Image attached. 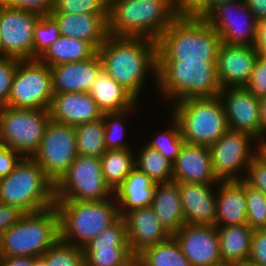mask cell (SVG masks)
<instances>
[{"instance_id": "obj_1", "label": "cell", "mask_w": 266, "mask_h": 266, "mask_svg": "<svg viewBox=\"0 0 266 266\" xmlns=\"http://www.w3.org/2000/svg\"><path fill=\"white\" fill-rule=\"evenodd\" d=\"M97 53L102 60L103 70L138 101L146 77H151L153 73V81L157 82L156 41L143 37L108 35ZM149 72L150 75H147Z\"/></svg>"}, {"instance_id": "obj_2", "label": "cell", "mask_w": 266, "mask_h": 266, "mask_svg": "<svg viewBox=\"0 0 266 266\" xmlns=\"http://www.w3.org/2000/svg\"><path fill=\"white\" fill-rule=\"evenodd\" d=\"M156 85L159 96L171 104L189 98L215 97L222 89L216 61L157 59Z\"/></svg>"}, {"instance_id": "obj_3", "label": "cell", "mask_w": 266, "mask_h": 266, "mask_svg": "<svg viewBox=\"0 0 266 266\" xmlns=\"http://www.w3.org/2000/svg\"><path fill=\"white\" fill-rule=\"evenodd\" d=\"M222 41L205 19L177 16L157 39V59L216 61Z\"/></svg>"}, {"instance_id": "obj_4", "label": "cell", "mask_w": 266, "mask_h": 266, "mask_svg": "<svg viewBox=\"0 0 266 266\" xmlns=\"http://www.w3.org/2000/svg\"><path fill=\"white\" fill-rule=\"evenodd\" d=\"M176 17L169 0H109L108 34L157 41Z\"/></svg>"}, {"instance_id": "obj_5", "label": "cell", "mask_w": 266, "mask_h": 266, "mask_svg": "<svg viewBox=\"0 0 266 266\" xmlns=\"http://www.w3.org/2000/svg\"><path fill=\"white\" fill-rule=\"evenodd\" d=\"M55 201V184L32 157H22L0 178V203L33 213L54 206Z\"/></svg>"}, {"instance_id": "obj_6", "label": "cell", "mask_w": 266, "mask_h": 266, "mask_svg": "<svg viewBox=\"0 0 266 266\" xmlns=\"http://www.w3.org/2000/svg\"><path fill=\"white\" fill-rule=\"evenodd\" d=\"M60 239V218L56 206L25 213L0 236V257L42 256Z\"/></svg>"}, {"instance_id": "obj_7", "label": "cell", "mask_w": 266, "mask_h": 266, "mask_svg": "<svg viewBox=\"0 0 266 266\" xmlns=\"http://www.w3.org/2000/svg\"><path fill=\"white\" fill-rule=\"evenodd\" d=\"M60 239L84 247L120 218L115 197L103 201H55Z\"/></svg>"}, {"instance_id": "obj_8", "label": "cell", "mask_w": 266, "mask_h": 266, "mask_svg": "<svg viewBox=\"0 0 266 266\" xmlns=\"http://www.w3.org/2000/svg\"><path fill=\"white\" fill-rule=\"evenodd\" d=\"M171 111L189 144L210 146L229 129L219 95L181 100L172 105Z\"/></svg>"}, {"instance_id": "obj_9", "label": "cell", "mask_w": 266, "mask_h": 266, "mask_svg": "<svg viewBox=\"0 0 266 266\" xmlns=\"http://www.w3.org/2000/svg\"><path fill=\"white\" fill-rule=\"evenodd\" d=\"M49 109H0V143L21 157H32L38 150L47 124Z\"/></svg>"}, {"instance_id": "obj_10", "label": "cell", "mask_w": 266, "mask_h": 266, "mask_svg": "<svg viewBox=\"0 0 266 266\" xmlns=\"http://www.w3.org/2000/svg\"><path fill=\"white\" fill-rule=\"evenodd\" d=\"M113 196L97 157L78 155L55 184L56 201H103Z\"/></svg>"}, {"instance_id": "obj_11", "label": "cell", "mask_w": 266, "mask_h": 266, "mask_svg": "<svg viewBox=\"0 0 266 266\" xmlns=\"http://www.w3.org/2000/svg\"><path fill=\"white\" fill-rule=\"evenodd\" d=\"M53 95L50 67L39 59L19 60L7 106L49 109Z\"/></svg>"}, {"instance_id": "obj_12", "label": "cell", "mask_w": 266, "mask_h": 266, "mask_svg": "<svg viewBox=\"0 0 266 266\" xmlns=\"http://www.w3.org/2000/svg\"><path fill=\"white\" fill-rule=\"evenodd\" d=\"M253 143L257 147L251 149ZM260 146V142L251 134L228 129L209 146L216 179L218 181L244 180L245 176H241L240 173L242 170L247 171L253 157L260 151Z\"/></svg>"}, {"instance_id": "obj_13", "label": "cell", "mask_w": 266, "mask_h": 266, "mask_svg": "<svg viewBox=\"0 0 266 266\" xmlns=\"http://www.w3.org/2000/svg\"><path fill=\"white\" fill-rule=\"evenodd\" d=\"M77 156L75 126L50 120L32 158L56 184Z\"/></svg>"}, {"instance_id": "obj_14", "label": "cell", "mask_w": 266, "mask_h": 266, "mask_svg": "<svg viewBox=\"0 0 266 266\" xmlns=\"http://www.w3.org/2000/svg\"><path fill=\"white\" fill-rule=\"evenodd\" d=\"M39 19L34 12L0 9V56L33 59L34 27Z\"/></svg>"}, {"instance_id": "obj_15", "label": "cell", "mask_w": 266, "mask_h": 266, "mask_svg": "<svg viewBox=\"0 0 266 266\" xmlns=\"http://www.w3.org/2000/svg\"><path fill=\"white\" fill-rule=\"evenodd\" d=\"M205 20L219 34L222 42L253 46L257 20L244 0H233L216 7Z\"/></svg>"}, {"instance_id": "obj_16", "label": "cell", "mask_w": 266, "mask_h": 266, "mask_svg": "<svg viewBox=\"0 0 266 266\" xmlns=\"http://www.w3.org/2000/svg\"><path fill=\"white\" fill-rule=\"evenodd\" d=\"M84 266H121L130 252L125 221L120 217L83 247Z\"/></svg>"}, {"instance_id": "obj_17", "label": "cell", "mask_w": 266, "mask_h": 266, "mask_svg": "<svg viewBox=\"0 0 266 266\" xmlns=\"http://www.w3.org/2000/svg\"><path fill=\"white\" fill-rule=\"evenodd\" d=\"M172 236L192 266H214L222 263L216 226L184 224Z\"/></svg>"}, {"instance_id": "obj_18", "label": "cell", "mask_w": 266, "mask_h": 266, "mask_svg": "<svg viewBox=\"0 0 266 266\" xmlns=\"http://www.w3.org/2000/svg\"><path fill=\"white\" fill-rule=\"evenodd\" d=\"M229 129L251 134L261 144L259 98L245 87H225L219 93Z\"/></svg>"}, {"instance_id": "obj_19", "label": "cell", "mask_w": 266, "mask_h": 266, "mask_svg": "<svg viewBox=\"0 0 266 266\" xmlns=\"http://www.w3.org/2000/svg\"><path fill=\"white\" fill-rule=\"evenodd\" d=\"M259 57L254 46L222 42L216 59L217 79L221 88L244 87Z\"/></svg>"}, {"instance_id": "obj_20", "label": "cell", "mask_w": 266, "mask_h": 266, "mask_svg": "<svg viewBox=\"0 0 266 266\" xmlns=\"http://www.w3.org/2000/svg\"><path fill=\"white\" fill-rule=\"evenodd\" d=\"M128 244L132 254L169 239L172 234L157 218L151 207L138 208L125 213Z\"/></svg>"}, {"instance_id": "obj_21", "label": "cell", "mask_w": 266, "mask_h": 266, "mask_svg": "<svg viewBox=\"0 0 266 266\" xmlns=\"http://www.w3.org/2000/svg\"><path fill=\"white\" fill-rule=\"evenodd\" d=\"M173 181L178 183L217 184L209 146L184 142L173 163Z\"/></svg>"}, {"instance_id": "obj_22", "label": "cell", "mask_w": 266, "mask_h": 266, "mask_svg": "<svg viewBox=\"0 0 266 266\" xmlns=\"http://www.w3.org/2000/svg\"><path fill=\"white\" fill-rule=\"evenodd\" d=\"M102 69V60L98 53L83 61L52 66V91L54 94L88 92Z\"/></svg>"}, {"instance_id": "obj_23", "label": "cell", "mask_w": 266, "mask_h": 266, "mask_svg": "<svg viewBox=\"0 0 266 266\" xmlns=\"http://www.w3.org/2000/svg\"><path fill=\"white\" fill-rule=\"evenodd\" d=\"M216 186L179 183L185 224L216 226Z\"/></svg>"}, {"instance_id": "obj_24", "label": "cell", "mask_w": 266, "mask_h": 266, "mask_svg": "<svg viewBox=\"0 0 266 266\" xmlns=\"http://www.w3.org/2000/svg\"><path fill=\"white\" fill-rule=\"evenodd\" d=\"M49 111L51 120L71 126L96 120L103 115L88 92L54 94Z\"/></svg>"}, {"instance_id": "obj_25", "label": "cell", "mask_w": 266, "mask_h": 266, "mask_svg": "<svg viewBox=\"0 0 266 266\" xmlns=\"http://www.w3.org/2000/svg\"><path fill=\"white\" fill-rule=\"evenodd\" d=\"M58 22L60 35L88 42L96 51L108 34L109 14L51 13Z\"/></svg>"}, {"instance_id": "obj_26", "label": "cell", "mask_w": 266, "mask_h": 266, "mask_svg": "<svg viewBox=\"0 0 266 266\" xmlns=\"http://www.w3.org/2000/svg\"><path fill=\"white\" fill-rule=\"evenodd\" d=\"M216 189V227L247 224L245 181H219Z\"/></svg>"}, {"instance_id": "obj_27", "label": "cell", "mask_w": 266, "mask_h": 266, "mask_svg": "<svg viewBox=\"0 0 266 266\" xmlns=\"http://www.w3.org/2000/svg\"><path fill=\"white\" fill-rule=\"evenodd\" d=\"M156 185L147 174L134 167L114 190L120 217L134 209L151 207Z\"/></svg>"}, {"instance_id": "obj_28", "label": "cell", "mask_w": 266, "mask_h": 266, "mask_svg": "<svg viewBox=\"0 0 266 266\" xmlns=\"http://www.w3.org/2000/svg\"><path fill=\"white\" fill-rule=\"evenodd\" d=\"M88 93L102 113L121 112L132 108L138 102L127 89L118 84L103 69L95 78Z\"/></svg>"}, {"instance_id": "obj_29", "label": "cell", "mask_w": 266, "mask_h": 266, "mask_svg": "<svg viewBox=\"0 0 266 266\" xmlns=\"http://www.w3.org/2000/svg\"><path fill=\"white\" fill-rule=\"evenodd\" d=\"M151 208L171 234L185 224L178 182L157 184Z\"/></svg>"}, {"instance_id": "obj_30", "label": "cell", "mask_w": 266, "mask_h": 266, "mask_svg": "<svg viewBox=\"0 0 266 266\" xmlns=\"http://www.w3.org/2000/svg\"><path fill=\"white\" fill-rule=\"evenodd\" d=\"M222 263L242 266L251 251L253 230L247 224L217 227Z\"/></svg>"}, {"instance_id": "obj_31", "label": "cell", "mask_w": 266, "mask_h": 266, "mask_svg": "<svg viewBox=\"0 0 266 266\" xmlns=\"http://www.w3.org/2000/svg\"><path fill=\"white\" fill-rule=\"evenodd\" d=\"M96 53L97 51L88 42L60 35L39 60L52 67L62 63L90 59Z\"/></svg>"}, {"instance_id": "obj_32", "label": "cell", "mask_w": 266, "mask_h": 266, "mask_svg": "<svg viewBox=\"0 0 266 266\" xmlns=\"http://www.w3.org/2000/svg\"><path fill=\"white\" fill-rule=\"evenodd\" d=\"M135 153L132 149L107 150L100 158L103 177L113 191L134 169Z\"/></svg>"}, {"instance_id": "obj_33", "label": "cell", "mask_w": 266, "mask_h": 266, "mask_svg": "<svg viewBox=\"0 0 266 266\" xmlns=\"http://www.w3.org/2000/svg\"><path fill=\"white\" fill-rule=\"evenodd\" d=\"M77 155L101 158L107 151L102 117L75 126Z\"/></svg>"}, {"instance_id": "obj_34", "label": "cell", "mask_w": 266, "mask_h": 266, "mask_svg": "<svg viewBox=\"0 0 266 266\" xmlns=\"http://www.w3.org/2000/svg\"><path fill=\"white\" fill-rule=\"evenodd\" d=\"M135 157V167L147 174L156 184L173 181V163L158 150L143 144Z\"/></svg>"}, {"instance_id": "obj_35", "label": "cell", "mask_w": 266, "mask_h": 266, "mask_svg": "<svg viewBox=\"0 0 266 266\" xmlns=\"http://www.w3.org/2000/svg\"><path fill=\"white\" fill-rule=\"evenodd\" d=\"M138 255L144 260L146 266H192L173 236L145 248Z\"/></svg>"}, {"instance_id": "obj_36", "label": "cell", "mask_w": 266, "mask_h": 266, "mask_svg": "<svg viewBox=\"0 0 266 266\" xmlns=\"http://www.w3.org/2000/svg\"><path fill=\"white\" fill-rule=\"evenodd\" d=\"M33 266H84L83 248L59 239L42 256L35 257Z\"/></svg>"}, {"instance_id": "obj_37", "label": "cell", "mask_w": 266, "mask_h": 266, "mask_svg": "<svg viewBox=\"0 0 266 266\" xmlns=\"http://www.w3.org/2000/svg\"><path fill=\"white\" fill-rule=\"evenodd\" d=\"M139 101L132 107L121 112L103 113L104 121V140L107 150L132 149L125 139V118L130 117L131 111L138 107ZM130 114V115H129Z\"/></svg>"}, {"instance_id": "obj_38", "label": "cell", "mask_w": 266, "mask_h": 266, "mask_svg": "<svg viewBox=\"0 0 266 266\" xmlns=\"http://www.w3.org/2000/svg\"><path fill=\"white\" fill-rule=\"evenodd\" d=\"M172 117L170 119V125L166 131L157 132L156 137H152L145 144L151 148L158 150L165 158L170 162L174 163L180 152L182 145L184 144V139L181 135L180 127L177 121Z\"/></svg>"}, {"instance_id": "obj_39", "label": "cell", "mask_w": 266, "mask_h": 266, "mask_svg": "<svg viewBox=\"0 0 266 266\" xmlns=\"http://www.w3.org/2000/svg\"><path fill=\"white\" fill-rule=\"evenodd\" d=\"M60 37V29L55 18L42 15L34 27L33 59H39L46 50Z\"/></svg>"}, {"instance_id": "obj_40", "label": "cell", "mask_w": 266, "mask_h": 266, "mask_svg": "<svg viewBox=\"0 0 266 266\" xmlns=\"http://www.w3.org/2000/svg\"><path fill=\"white\" fill-rule=\"evenodd\" d=\"M247 225L252 230L266 229V195L245 182Z\"/></svg>"}, {"instance_id": "obj_41", "label": "cell", "mask_w": 266, "mask_h": 266, "mask_svg": "<svg viewBox=\"0 0 266 266\" xmlns=\"http://www.w3.org/2000/svg\"><path fill=\"white\" fill-rule=\"evenodd\" d=\"M51 13L109 14V0H54Z\"/></svg>"}, {"instance_id": "obj_42", "label": "cell", "mask_w": 266, "mask_h": 266, "mask_svg": "<svg viewBox=\"0 0 266 266\" xmlns=\"http://www.w3.org/2000/svg\"><path fill=\"white\" fill-rule=\"evenodd\" d=\"M20 59L0 56V109L7 106L12 81Z\"/></svg>"}, {"instance_id": "obj_43", "label": "cell", "mask_w": 266, "mask_h": 266, "mask_svg": "<svg viewBox=\"0 0 266 266\" xmlns=\"http://www.w3.org/2000/svg\"><path fill=\"white\" fill-rule=\"evenodd\" d=\"M244 176L248 185L266 195V156L261 151L253 157Z\"/></svg>"}, {"instance_id": "obj_44", "label": "cell", "mask_w": 266, "mask_h": 266, "mask_svg": "<svg viewBox=\"0 0 266 266\" xmlns=\"http://www.w3.org/2000/svg\"><path fill=\"white\" fill-rule=\"evenodd\" d=\"M244 87L258 98L266 95V61L261 57L256 60L250 78Z\"/></svg>"}, {"instance_id": "obj_45", "label": "cell", "mask_w": 266, "mask_h": 266, "mask_svg": "<svg viewBox=\"0 0 266 266\" xmlns=\"http://www.w3.org/2000/svg\"><path fill=\"white\" fill-rule=\"evenodd\" d=\"M176 16H192L205 19L206 0H169Z\"/></svg>"}, {"instance_id": "obj_46", "label": "cell", "mask_w": 266, "mask_h": 266, "mask_svg": "<svg viewBox=\"0 0 266 266\" xmlns=\"http://www.w3.org/2000/svg\"><path fill=\"white\" fill-rule=\"evenodd\" d=\"M247 262L266 266V229L253 230L251 251Z\"/></svg>"}, {"instance_id": "obj_47", "label": "cell", "mask_w": 266, "mask_h": 266, "mask_svg": "<svg viewBox=\"0 0 266 266\" xmlns=\"http://www.w3.org/2000/svg\"><path fill=\"white\" fill-rule=\"evenodd\" d=\"M25 213L17 207L0 203V236L15 225Z\"/></svg>"}, {"instance_id": "obj_48", "label": "cell", "mask_w": 266, "mask_h": 266, "mask_svg": "<svg viewBox=\"0 0 266 266\" xmlns=\"http://www.w3.org/2000/svg\"><path fill=\"white\" fill-rule=\"evenodd\" d=\"M54 7V0H17L15 8L36 14L49 15Z\"/></svg>"}, {"instance_id": "obj_49", "label": "cell", "mask_w": 266, "mask_h": 266, "mask_svg": "<svg viewBox=\"0 0 266 266\" xmlns=\"http://www.w3.org/2000/svg\"><path fill=\"white\" fill-rule=\"evenodd\" d=\"M21 158L16 151L0 143V178L7 176Z\"/></svg>"}, {"instance_id": "obj_50", "label": "cell", "mask_w": 266, "mask_h": 266, "mask_svg": "<svg viewBox=\"0 0 266 266\" xmlns=\"http://www.w3.org/2000/svg\"><path fill=\"white\" fill-rule=\"evenodd\" d=\"M257 21L266 19V0H244Z\"/></svg>"}, {"instance_id": "obj_51", "label": "cell", "mask_w": 266, "mask_h": 266, "mask_svg": "<svg viewBox=\"0 0 266 266\" xmlns=\"http://www.w3.org/2000/svg\"><path fill=\"white\" fill-rule=\"evenodd\" d=\"M35 257L29 256H10L0 257L3 266H33Z\"/></svg>"}, {"instance_id": "obj_52", "label": "cell", "mask_w": 266, "mask_h": 266, "mask_svg": "<svg viewBox=\"0 0 266 266\" xmlns=\"http://www.w3.org/2000/svg\"><path fill=\"white\" fill-rule=\"evenodd\" d=\"M253 46L260 52L266 47V19L257 21V28Z\"/></svg>"}, {"instance_id": "obj_53", "label": "cell", "mask_w": 266, "mask_h": 266, "mask_svg": "<svg viewBox=\"0 0 266 266\" xmlns=\"http://www.w3.org/2000/svg\"><path fill=\"white\" fill-rule=\"evenodd\" d=\"M260 105V125H261V144L266 143V95L259 98Z\"/></svg>"}, {"instance_id": "obj_54", "label": "cell", "mask_w": 266, "mask_h": 266, "mask_svg": "<svg viewBox=\"0 0 266 266\" xmlns=\"http://www.w3.org/2000/svg\"><path fill=\"white\" fill-rule=\"evenodd\" d=\"M233 0H206L205 3V18L218 6L231 2Z\"/></svg>"}, {"instance_id": "obj_55", "label": "cell", "mask_w": 266, "mask_h": 266, "mask_svg": "<svg viewBox=\"0 0 266 266\" xmlns=\"http://www.w3.org/2000/svg\"><path fill=\"white\" fill-rule=\"evenodd\" d=\"M121 266H146V264L138 254H133Z\"/></svg>"}, {"instance_id": "obj_56", "label": "cell", "mask_w": 266, "mask_h": 266, "mask_svg": "<svg viewBox=\"0 0 266 266\" xmlns=\"http://www.w3.org/2000/svg\"><path fill=\"white\" fill-rule=\"evenodd\" d=\"M17 0H0V9L15 8Z\"/></svg>"}, {"instance_id": "obj_57", "label": "cell", "mask_w": 266, "mask_h": 266, "mask_svg": "<svg viewBox=\"0 0 266 266\" xmlns=\"http://www.w3.org/2000/svg\"><path fill=\"white\" fill-rule=\"evenodd\" d=\"M259 57L266 61V47L259 52Z\"/></svg>"}, {"instance_id": "obj_58", "label": "cell", "mask_w": 266, "mask_h": 266, "mask_svg": "<svg viewBox=\"0 0 266 266\" xmlns=\"http://www.w3.org/2000/svg\"><path fill=\"white\" fill-rule=\"evenodd\" d=\"M260 151L266 156V143L261 144Z\"/></svg>"}, {"instance_id": "obj_59", "label": "cell", "mask_w": 266, "mask_h": 266, "mask_svg": "<svg viewBox=\"0 0 266 266\" xmlns=\"http://www.w3.org/2000/svg\"><path fill=\"white\" fill-rule=\"evenodd\" d=\"M214 266H236V265L226 264V263H220V264L214 265Z\"/></svg>"}, {"instance_id": "obj_60", "label": "cell", "mask_w": 266, "mask_h": 266, "mask_svg": "<svg viewBox=\"0 0 266 266\" xmlns=\"http://www.w3.org/2000/svg\"><path fill=\"white\" fill-rule=\"evenodd\" d=\"M242 266H259L250 262H247L246 264L242 265Z\"/></svg>"}]
</instances>
